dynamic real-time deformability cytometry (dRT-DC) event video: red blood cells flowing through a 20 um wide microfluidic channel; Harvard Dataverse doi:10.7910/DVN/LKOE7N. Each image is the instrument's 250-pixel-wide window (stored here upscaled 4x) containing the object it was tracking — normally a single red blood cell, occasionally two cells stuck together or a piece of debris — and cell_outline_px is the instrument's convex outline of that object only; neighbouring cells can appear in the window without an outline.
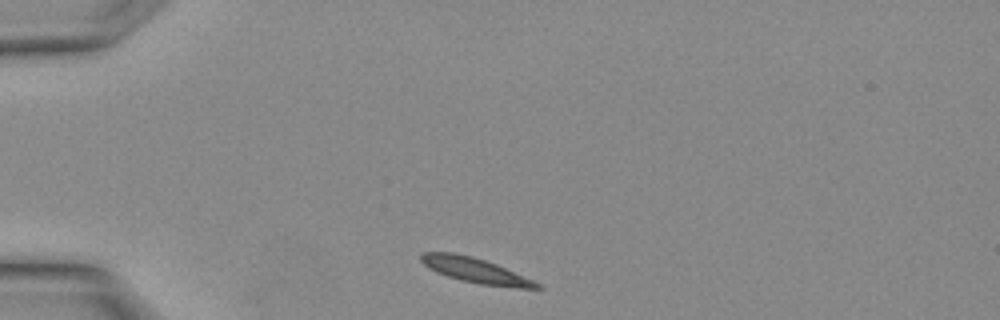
{"species": "Egyptian fruit bat (a non-hibernating species)", "species_latin": "Rousettus aegyptiacus", "temperature_condition": "warm", "stored_images_in_passage": 9, "camera_frame_rate_fps": 3000, "um_per_image_px": 0.085, "animal": {"sex": "female"}, "frame": {"image": 1, "passage_image": 1, "time_ms": 0.0, "image_size_px": [1000, 320], "cell_outline_px": [[544, 288], [520, 288], [480, 284], [460, 280], [436, 272], [428, 268], [420, 260], [420, 252], [452, 252], [472, 256], [496, 264], [532, 280], [540, 284]], "centroid_in_image_um": [40.35, 22.97], "position_along_channel_um": 44.6, "area_um2": 16.7}}
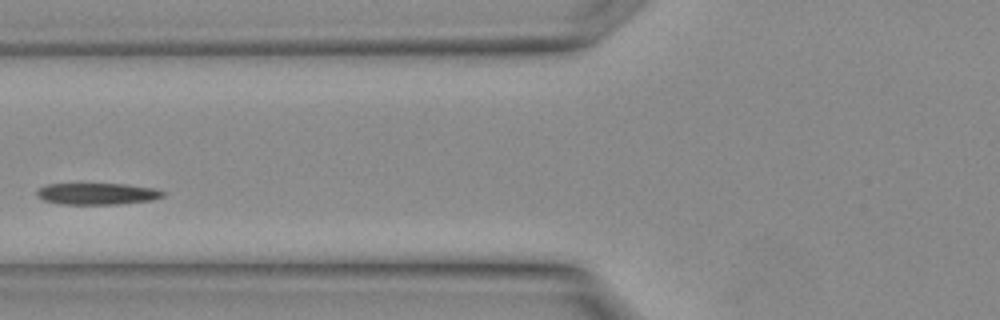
{"frame": {"image": 2, "passage_image": 6, "time_ms": 1.667, "image_size_px": [1000, 320], "cell_outline_px": [[164, 196], [152, 200], [120, 204], [60, 204], [44, 200], [36, 196], [36, 192], [40, 188], [48, 184], [124, 184], [156, 188], [164, 192]], "centroid_in_image_um": [8.28, 16.47], "position_along_channel_um": 117.5, "area_um2": 15.84}}
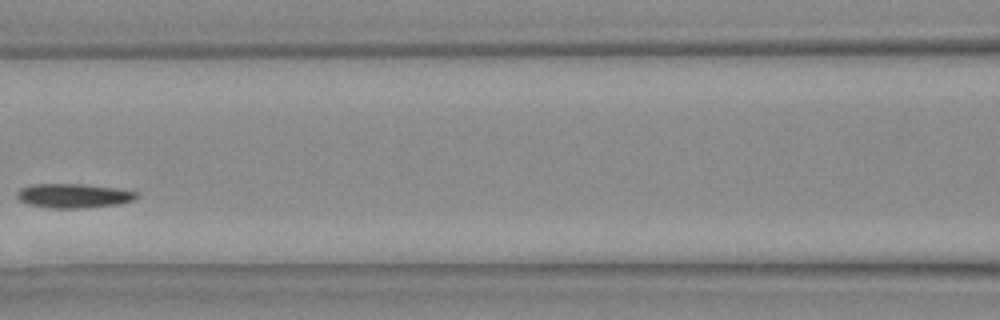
{"frame": {"image": 3, "passage_image": 8, "time_ms": 2.333, "image_size_px": [1000, 320], "cell_outline_px": [[140, 196], [136, 200], [116, 204], [84, 208], [48, 208], [28, 204], [20, 200], [16, 196], [16, 192], [20, 188], [32, 184], [84, 184], [116, 188], [136, 192]], "centroid_in_image_um": [6.25, 16.64], "position_along_channel_um": 160.4, "area_um2": 16.99}}